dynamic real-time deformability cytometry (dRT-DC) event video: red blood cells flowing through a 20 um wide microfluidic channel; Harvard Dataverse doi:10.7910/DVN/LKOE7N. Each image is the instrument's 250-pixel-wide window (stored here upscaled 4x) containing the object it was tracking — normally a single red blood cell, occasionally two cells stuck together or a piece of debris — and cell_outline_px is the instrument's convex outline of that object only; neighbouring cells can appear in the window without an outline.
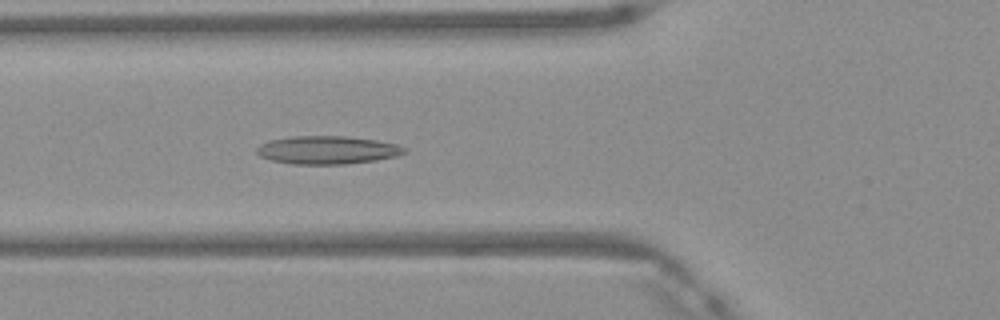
{"species": "Egyptian fruit bat (a non-hibernating species)", "species_latin": "Rousettus aegyptiacus", "temperature_condition": "warm", "stored_images_in_passage": 40, "camera_frame_rate_fps": 3000, "um_per_image_px": 0.085, "frame": {"image": 1, "passage_image": 9, "time_ms": 2.667, "image_size_px": [1000, 320], "cell_outline_px": [[408, 152], [396, 156], [376, 160], [344, 164], [292, 164], [272, 160], [260, 156], [256, 152], [256, 148], [260, 144], [272, 140], [292, 136], [344, 136], [376, 140], [396, 144], [408, 148]], "centroid_in_image_um": [27.85, 12.75], "position_along_channel_um": 98.0, "area_um2": 24.16}}
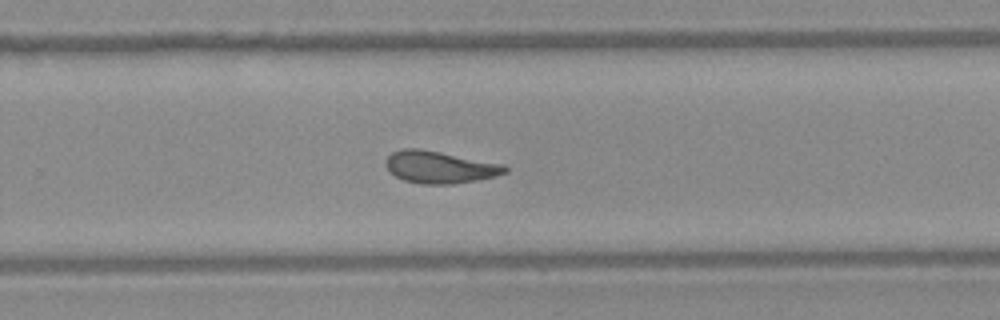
{"frame": {"image": 2, "passage_image": 23, "time_ms": 7.333, "image_size_px": [1000, 320], "cell_outline_px": [[508, 172], [496, 176], [476, 180], [452, 184], [420, 184], [404, 180], [388, 172], [384, 164], [384, 160], [392, 152], [400, 148], [420, 148], [504, 164], [508, 168]], "centroid_in_image_um": [37.34, 14.2], "position_along_channel_um": 292.5, "area_um2": 22.6}}
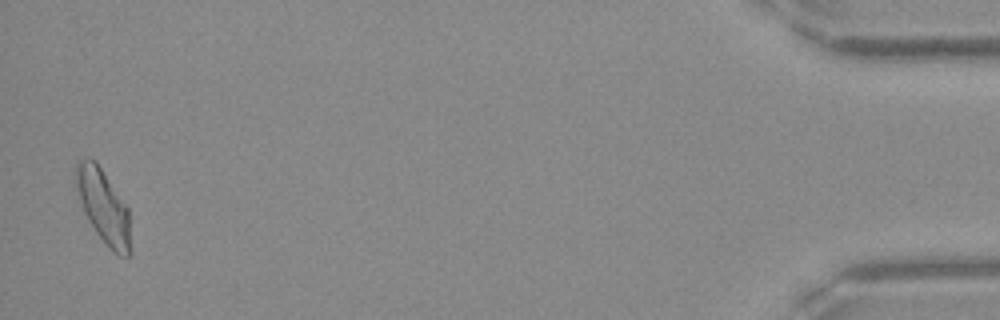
{"frame": {"image": 3, "passage_image": 39, "time_ms": 12.667, "image_size_px": [1000, 320], "cell_outline_px": [[132, 252], [128, 256], [120, 256], [112, 252], [108, 248], [96, 232], [88, 220], [84, 212], [76, 188], [76, 164], [80, 160], [96, 160], [128, 208]], "centroid_in_image_um": [8.82, 17.61], "position_along_channel_um": 426.4, "area_um2": 23.35}, "authors_computed_cell_mechanics": {"area_um2": 22.253, "velocity_mm_per_s": 4.1574, "shape_relaxation_time_tau1_ms": null, "shape_relaxation_time_tau2_ms": 3.6973, "deformation_change_tau1": null, "deformation_change_tau2": 0.124}}